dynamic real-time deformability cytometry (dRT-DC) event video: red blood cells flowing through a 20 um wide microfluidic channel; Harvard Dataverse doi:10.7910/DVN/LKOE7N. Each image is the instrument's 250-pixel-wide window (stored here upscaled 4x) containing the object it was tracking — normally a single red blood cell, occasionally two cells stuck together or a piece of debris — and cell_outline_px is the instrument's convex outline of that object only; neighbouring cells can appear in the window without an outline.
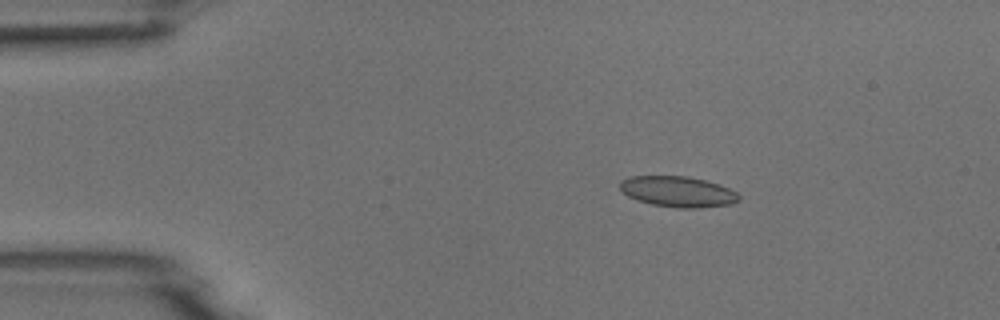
{"species": "common noctule bat (a hibernating species)", "species_latin": "Nyctalus noctula", "temperature_condition": "room temperature", "stored_images_in_passage": 3, "camera_frame_rate_fps": 3000, "um_per_image_px": 0.085, "animal": {"sex": "male", "body_mass_g": 18.8}, "frame": {"image": 1, "passage_image": 1, "time_ms": 0.0, "image_size_px": [1000, 320], "cell_outline_px": [[740, 200], [732, 204], [696, 208], [680, 208], [652, 204], [636, 200], [628, 196], [620, 188], [620, 180], [632, 176], [688, 176], [720, 184], [736, 192], [740, 196]], "centroid_in_image_um": [57.63, 16.29], "position_along_channel_um": 27.4, "area_um2": 21.27}}
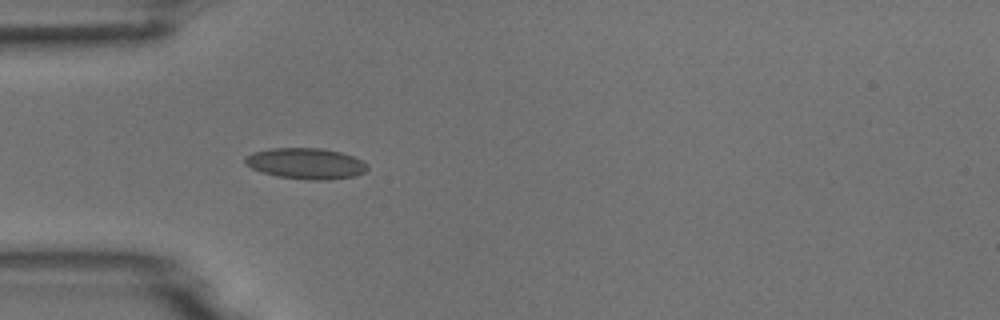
{"frame": {"image": 2, "passage_image": 3, "time_ms": 2.333, "image_size_px": [1000, 320], "cell_outline_px": [[368, 168], [364, 172], [356, 176], [328, 180], [308, 180], [276, 176], [260, 172], [244, 164], [244, 160], [252, 152], [268, 148], [320, 148], [340, 152], [352, 156], [368, 164]], "centroid_in_image_um": [25.98, 13.9], "position_along_channel_um": 59.0, "area_um2": 22.2}}